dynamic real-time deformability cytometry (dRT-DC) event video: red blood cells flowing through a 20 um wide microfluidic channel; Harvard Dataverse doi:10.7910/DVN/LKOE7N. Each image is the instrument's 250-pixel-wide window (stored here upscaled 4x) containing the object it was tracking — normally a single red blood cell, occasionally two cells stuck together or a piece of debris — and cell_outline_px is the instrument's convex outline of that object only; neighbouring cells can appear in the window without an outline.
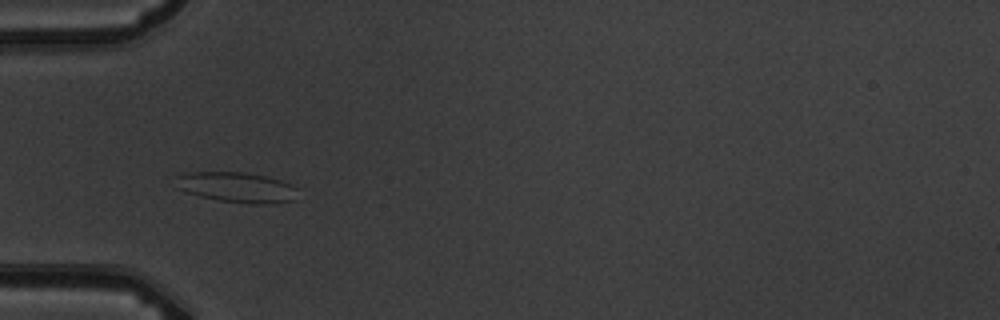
{"species": "common noctule bat (a hibernating species)", "species_latin": "Nyctalus noctula", "temperature_condition": "warm", "stored_images_in_passage": 6, "camera_frame_rate_fps": 3000, "um_per_image_px": 0.085, "animal": {"sex": "male", "body_mass_g": 19.5, "forearm_length_mm": 54.6}, "frame": {"image": 1, "passage_image": 5, "time_ms": 4.667, "image_size_px": [1000, 320], "cell_outline_px": [[296, 200], [276, 204], [248, 204], [220, 200], [200, 196], [184, 192], [176, 188], [176, 176], [184, 172], [244, 172], [264, 176], [280, 180], [292, 184], [296, 188]], "centroid_in_image_um": [20.12, 15.93], "position_along_channel_um": 64.9, "area_um2": 21.85}}
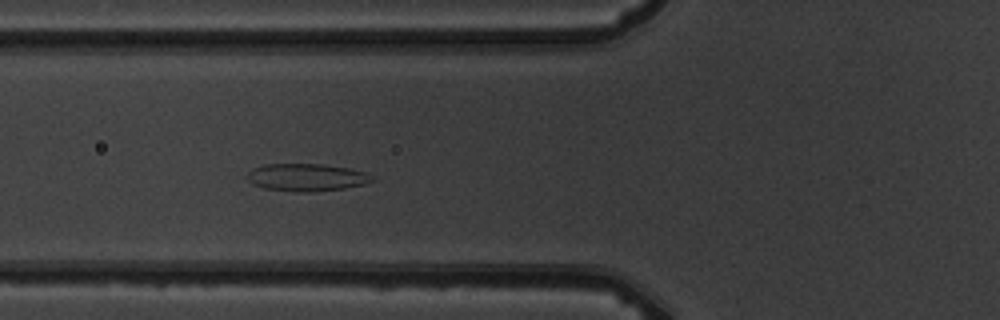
{"frame": {"image": 2, "passage_image": 6, "time_ms": 5.667, "image_size_px": [1000, 320], "cell_outline_px": [[376, 180], [364, 184], [344, 188], [312, 192], [296, 192], [264, 188], [252, 184], [248, 180], [248, 172], [252, 168], [264, 164], [324, 164], [348, 168], [364, 172], [372, 176]], "centroid_in_image_um": [26.04, 15.07], "position_along_channel_um": 99.8, "area_um2": 20.06}}